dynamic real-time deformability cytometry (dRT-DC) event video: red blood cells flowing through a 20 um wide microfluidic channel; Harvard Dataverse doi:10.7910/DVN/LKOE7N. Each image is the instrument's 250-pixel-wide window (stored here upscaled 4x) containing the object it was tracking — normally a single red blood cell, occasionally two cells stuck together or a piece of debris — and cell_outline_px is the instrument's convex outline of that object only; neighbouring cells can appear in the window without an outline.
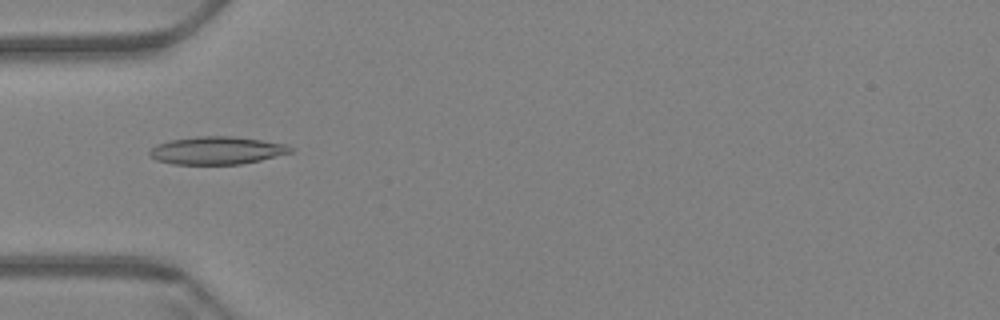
{"species": "Egyptian fruit bat (a non-hibernating species)", "species_latin": "Rousettus aegyptiacus", "temperature_condition": "warm", "stored_images_in_passage": 61, "camera_frame_rate_fps": 3000, "um_per_image_px": 0.085, "animal": {"sex": "female"}, "frame": {"image": 1, "passage_image": 20, "time_ms": 6.333, "image_size_px": [1000, 320], "cell_outline_px": [[296, 148], [292, 152], [260, 160], [240, 164], [172, 164], [156, 160], [148, 156], [148, 152], [156, 144], [172, 140], [196, 136], [232, 136], [260, 140], [284, 144]], "centroid_in_image_um": [18.4, 12.79], "position_along_channel_um": 66.6, "area_um2": 22.77}}
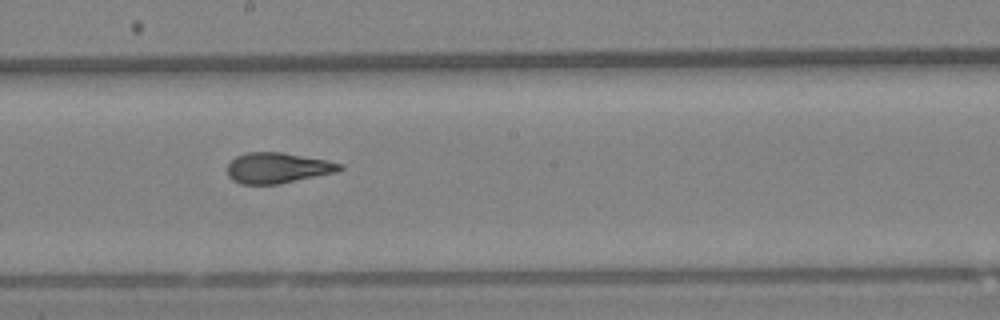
{"frame": {"image": 2, "passage_image": 34, "time_ms": 11.0, "image_size_px": [1000, 320], "cell_outline_px": [[344, 168], [336, 172], [280, 184], [240, 184], [232, 180], [228, 176], [228, 164], [236, 156], [248, 152], [280, 152], [328, 160], [344, 164]], "centroid_in_image_um": [23.61, 14.27], "position_along_channel_um": 224.6, "area_um2": 20.11}}
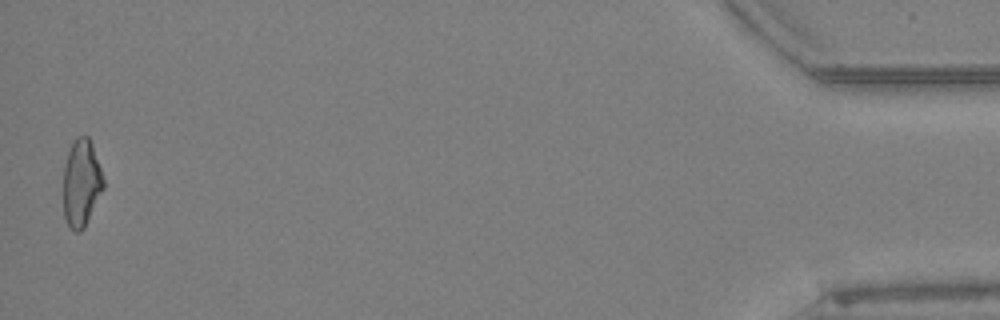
{"frame": {"image": 3, "passage_image": 60, "time_ms": 19.667, "image_size_px": [1000, 320], "cell_outline_px": [[104, 188], [84, 228], [80, 232], [76, 232], [68, 224], [64, 216], [64, 164], [68, 152], [76, 136], [88, 136], [92, 144], [104, 180]], "centroid_in_image_um": [6.92, 15.55], "position_along_channel_um": 428.3, "area_um2": 20.17}, "authors_computed_cell_mechanics": {"area_um2": 20.7502, "velocity_mm_per_s": 3.4138, "shape_relaxation_time_tau1_ms": 9.3702, "shape_relaxation_time_tau2_ms": 1.419, "deformation_change_tau1": 0.2295, "deformation_change_tau2": 0.073}}